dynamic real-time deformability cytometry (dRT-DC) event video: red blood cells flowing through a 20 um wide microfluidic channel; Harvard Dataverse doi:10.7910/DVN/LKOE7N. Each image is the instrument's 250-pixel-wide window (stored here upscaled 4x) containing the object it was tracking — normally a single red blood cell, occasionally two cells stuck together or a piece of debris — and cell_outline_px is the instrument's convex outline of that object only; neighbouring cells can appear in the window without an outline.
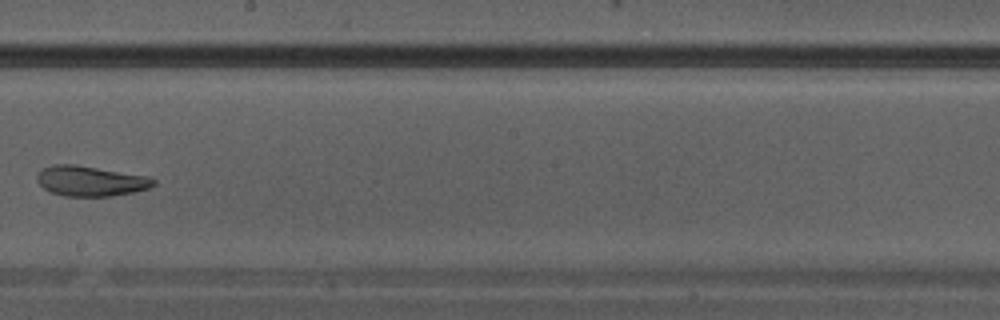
{"species": "Egyptian fruit bat (a non-hibernating species)", "species_latin": "Rousettus aegyptiacus", "temperature_condition": "warm", "stored_images_in_passage": 29, "camera_frame_rate_fps": 3000, "um_per_image_px": 0.085, "animal": {"sex": "male"}, "frame": {"image": 1, "passage_image": 17, "time_ms": 5.333, "image_size_px": [1000, 320], "cell_outline_px": [[156, 184], [148, 188], [132, 192], [108, 196], [64, 196], [52, 192], [44, 188], [36, 180], [36, 176], [40, 168], [56, 164], [76, 164], [148, 176], [156, 180]], "centroid_in_image_um": [7.67, 15.37], "position_along_channel_um": 240.5, "area_um2": 20.52}}